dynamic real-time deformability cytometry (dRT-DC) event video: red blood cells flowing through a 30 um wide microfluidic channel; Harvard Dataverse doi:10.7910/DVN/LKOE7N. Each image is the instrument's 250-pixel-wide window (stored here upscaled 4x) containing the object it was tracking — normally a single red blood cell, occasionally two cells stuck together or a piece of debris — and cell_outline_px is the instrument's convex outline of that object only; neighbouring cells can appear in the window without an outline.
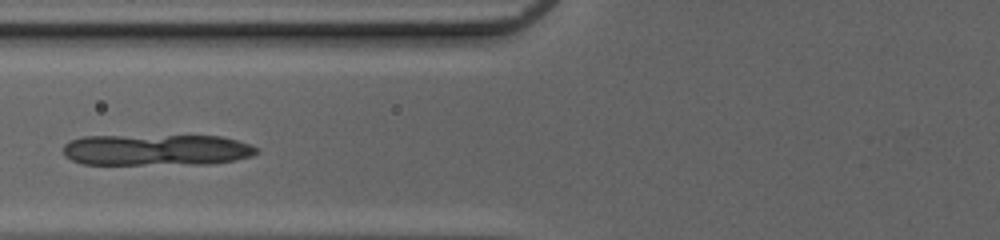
{"species": "common noctule bat (a hibernating species)", "species_latin": "Nyctalus noctula", "temperature_condition": "cold", "stored_images_in_passage": 19, "camera_frame_rate_fps": 3000, "um_per_image_px": 0.085, "animal": {"sex": "female", "body_mass_g": 20.0, "forearm_length_mm": 54.0}, "frame": {"image": 1, "passage_image": 16, "time_ms": 5.0, "image_size_px": [1000, 240], "cell_outline_px": [[260, 152], [252, 156], [236, 160], [212, 164], [84, 164], [72, 160], [64, 156], [64, 144], [72, 140], [84, 136], [220, 136], [252, 144], [260, 148]], "centroid_in_image_um": [13.37, 12.75], "position_along_channel_um": 112.4, "area_um2": 35.49}}